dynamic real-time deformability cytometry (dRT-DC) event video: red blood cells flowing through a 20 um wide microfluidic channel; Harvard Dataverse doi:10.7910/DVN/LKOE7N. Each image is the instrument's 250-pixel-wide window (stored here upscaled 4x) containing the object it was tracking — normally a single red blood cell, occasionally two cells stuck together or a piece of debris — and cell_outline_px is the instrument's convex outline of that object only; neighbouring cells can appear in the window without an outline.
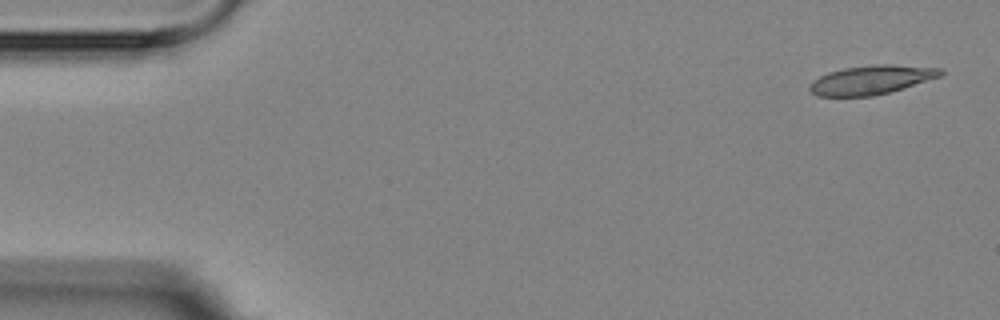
{"species": "Egyptian fruit bat (a non-hibernating species)", "species_latin": "Rousettus aegyptiacus", "temperature_condition": "room temperature", "stored_images_in_passage": 4, "camera_frame_rate_fps": 3000, "um_per_image_px": 0.085, "animal": {"sex": "female"}, "frame": {"image": 1, "passage_image": 1, "time_ms": 0.0, "image_size_px": [1000, 320], "cell_outline_px": [[944, 72], [940, 76], [904, 88], [872, 96], [816, 96], [808, 88], [808, 84], [812, 80], [828, 72], [844, 68], [872, 64], [892, 64], [944, 68]], "centroid_in_image_um": [74.05, 6.77], "position_along_channel_um": 10.9, "area_um2": 22.25}}
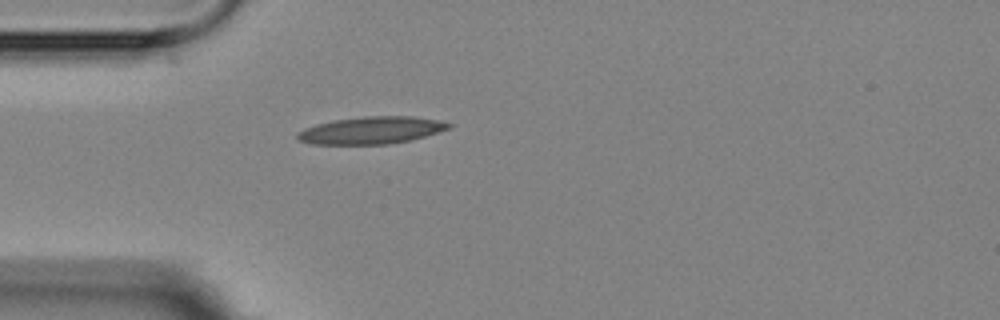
{"frame": {"image": 2, "passage_image": 4, "time_ms": 4.333, "image_size_px": [1000, 320], "cell_outline_px": [[452, 128], [424, 136], [408, 140], [388, 144], [312, 144], [300, 140], [296, 136], [296, 132], [304, 128], [316, 124], [332, 120], [364, 116], [412, 116], [436, 120], [452, 124]], "centroid_in_image_um": [31.53, 11.07], "position_along_channel_um": 53.5, "area_um2": 23.93}}